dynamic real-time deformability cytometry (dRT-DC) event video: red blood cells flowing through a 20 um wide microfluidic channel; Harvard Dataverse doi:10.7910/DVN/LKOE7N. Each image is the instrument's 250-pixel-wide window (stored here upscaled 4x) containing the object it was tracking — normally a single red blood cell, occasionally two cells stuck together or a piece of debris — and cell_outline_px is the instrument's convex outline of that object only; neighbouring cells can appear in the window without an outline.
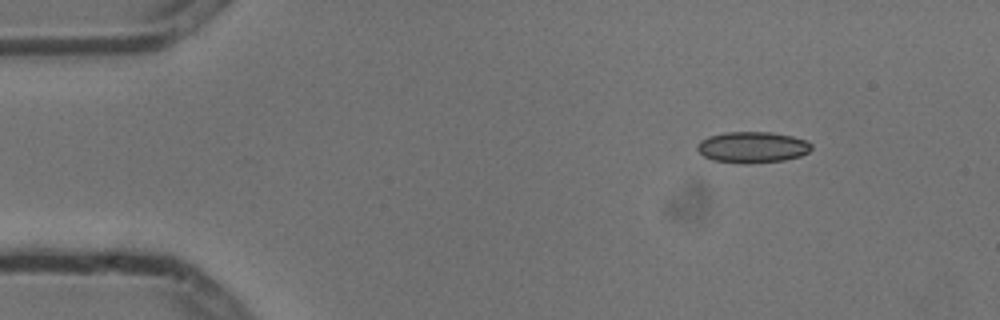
{"species": "common noctule bat (a hibernating species)", "species_latin": "Nyctalus noctula", "temperature_condition": "cold", "stored_images_in_passage": 3, "camera_frame_rate_fps": 3000, "um_per_image_px": 0.085, "animal": {"sex": "male", "body_mass_g": 13.3}, "frame": {"image": 1, "passage_image": 1, "time_ms": 0.0, "image_size_px": [1000, 320], "cell_outline_px": [[812, 148], [808, 152], [800, 156], [784, 160], [744, 164], [740, 164], [712, 160], [704, 156], [696, 148], [696, 144], [700, 140], [708, 136], [724, 132], [772, 132], [792, 136], [804, 140], [812, 144]], "centroid_in_image_um": [63.92, 12.51], "position_along_channel_um": 21.1, "area_um2": 20.87}}